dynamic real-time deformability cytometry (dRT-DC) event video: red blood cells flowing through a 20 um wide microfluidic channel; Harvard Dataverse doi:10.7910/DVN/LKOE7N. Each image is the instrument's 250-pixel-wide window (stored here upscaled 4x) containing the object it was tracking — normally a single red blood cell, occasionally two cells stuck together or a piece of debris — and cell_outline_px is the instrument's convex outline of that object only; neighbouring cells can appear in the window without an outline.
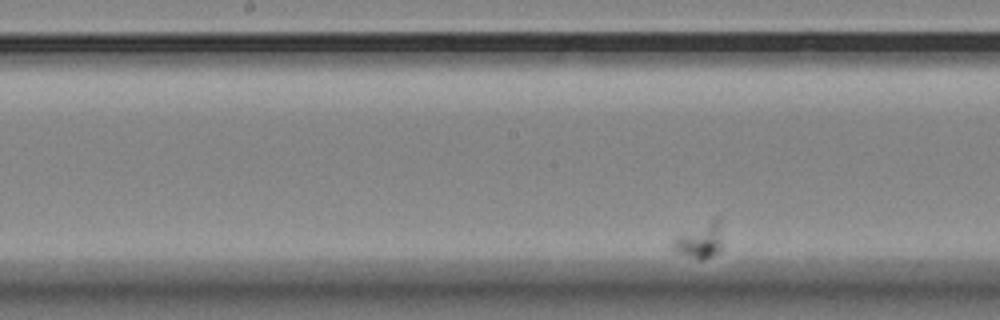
{"species": "Egyptian fruit bat (a non-hibernating species)", "species_latin": "Rousettus aegyptiacus", "temperature_condition": "room temperature", "stored_images_in_passage": 49, "camera_frame_rate_fps": 3000, "um_per_image_px": 0.085, "animal": {"sex": "female"}, "frame": {"image": 1, "passage_image": 23, "time_ms": 7.333, "image_size_px": [1000, 320], "cell_outline_px": [[724, 244], [720, 252], [704, 260], [700, 260], [676, 252], [672, 248], [672, 240], [676, 236], [716, 216], [720, 216]], "centroid_in_image_um": [59.57, 20.42], "position_along_channel_um": 188.6, "area_um2": 10.81}}
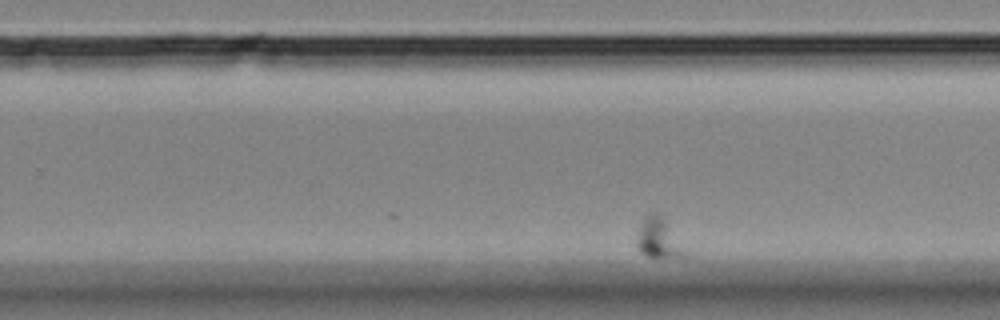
{"frame": {"image": 2, "passage_image": 36, "time_ms": 11.667, "image_size_px": [1000, 320], "cell_outline_px": [[688, 256], [644, 256], [636, 248], [636, 232], [640, 220], [648, 216], [660, 216]], "centroid_in_image_um": [55.84, 20.3], "position_along_channel_um": 274.0, "area_um2": 10.35}}
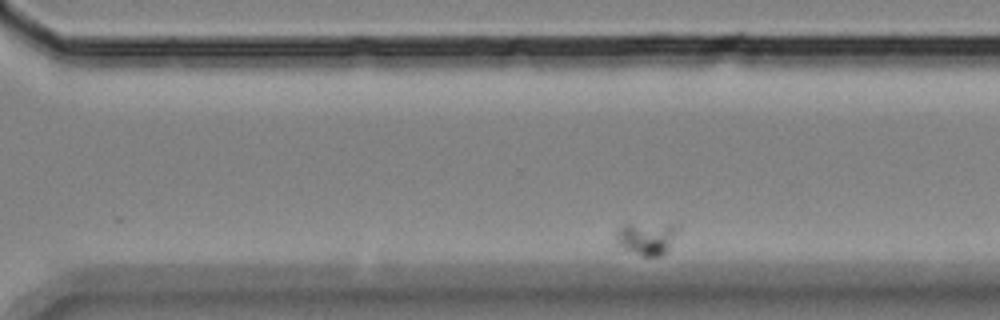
{"frame": {"image": 3, "passage_image": 42, "time_ms": 13.667, "image_size_px": [1000, 320], "cell_outline_px": [[676, 232], [664, 256], [640, 256], [624, 248], [620, 244], [616, 236], [620, 228], [624, 224], [672, 224], [676, 228]], "centroid_in_image_um": [54.96, 20.27], "position_along_channel_um": 315.6, "area_um2": 11.27}}